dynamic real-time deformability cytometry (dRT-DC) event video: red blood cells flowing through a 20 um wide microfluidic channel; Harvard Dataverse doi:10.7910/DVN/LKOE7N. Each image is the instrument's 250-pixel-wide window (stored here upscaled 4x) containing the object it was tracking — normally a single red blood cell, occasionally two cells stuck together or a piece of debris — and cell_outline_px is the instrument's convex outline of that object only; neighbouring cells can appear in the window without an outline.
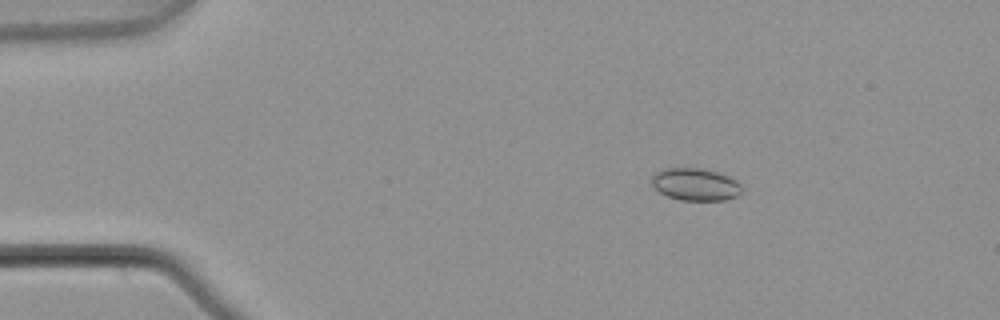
{"species": "common noctule bat (a hibernating species)", "species_latin": "Nyctalus noctula", "temperature_condition": "warm", "stored_images_in_passage": 8, "camera_frame_rate_fps": 3000, "um_per_image_px": 0.085, "animal": {"sex": "male", "body_mass_g": 21.5, "forearm_length_mm": 52.0}, "frame": {"image": 1, "passage_image": 3, "time_ms": 0.667, "image_size_px": [1000, 320], "cell_outline_px": [[740, 192], [736, 196], [724, 200], [680, 200], [668, 196], [660, 192], [652, 184], [652, 176], [656, 172], [664, 168], [704, 168], [728, 176], [736, 180], [740, 184]], "centroid_in_image_um": [59.09, 15.66], "position_along_channel_um": 25.9, "area_um2": 16.82}}
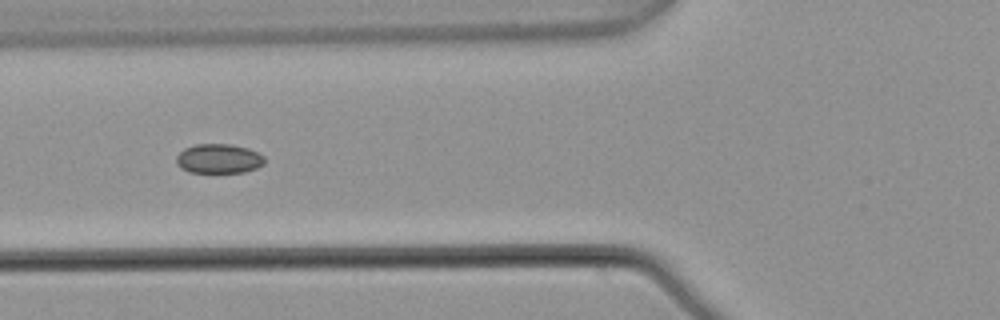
{"frame": {"image": 2, "passage_image": 6, "time_ms": 1.667, "image_size_px": [1000, 320], "cell_outline_px": [[264, 164], [256, 168], [244, 172], [188, 172], [180, 168], [176, 164], [176, 156], [184, 148], [196, 144], [232, 144], [248, 148], [264, 156]], "centroid_in_image_um": [18.57, 13.48], "position_along_channel_um": 107.2, "area_um2": 15.2}}
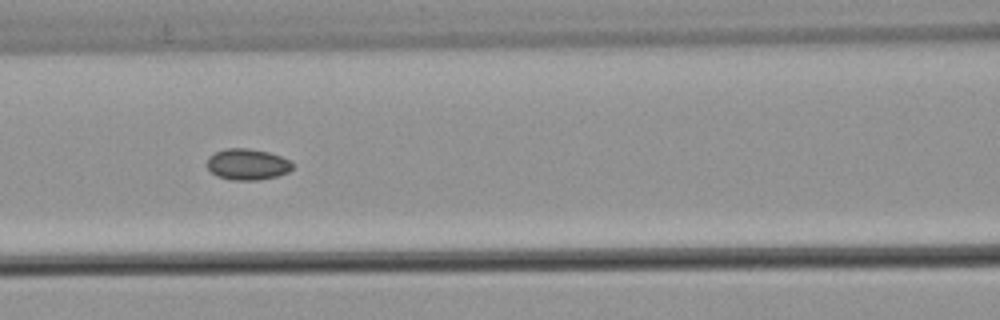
{"frame": {"image": 3, "passage_image": 7, "time_ms": 2.0, "image_size_px": [1000, 320], "cell_outline_px": [[296, 164], [288, 172], [276, 176], [256, 180], [232, 180], [216, 176], [208, 168], [208, 156], [224, 148], [248, 148], [268, 152], [280, 156]], "centroid_in_image_um": [21.03, 13.96], "position_along_channel_um": 145.6, "area_um2": 15.49}}